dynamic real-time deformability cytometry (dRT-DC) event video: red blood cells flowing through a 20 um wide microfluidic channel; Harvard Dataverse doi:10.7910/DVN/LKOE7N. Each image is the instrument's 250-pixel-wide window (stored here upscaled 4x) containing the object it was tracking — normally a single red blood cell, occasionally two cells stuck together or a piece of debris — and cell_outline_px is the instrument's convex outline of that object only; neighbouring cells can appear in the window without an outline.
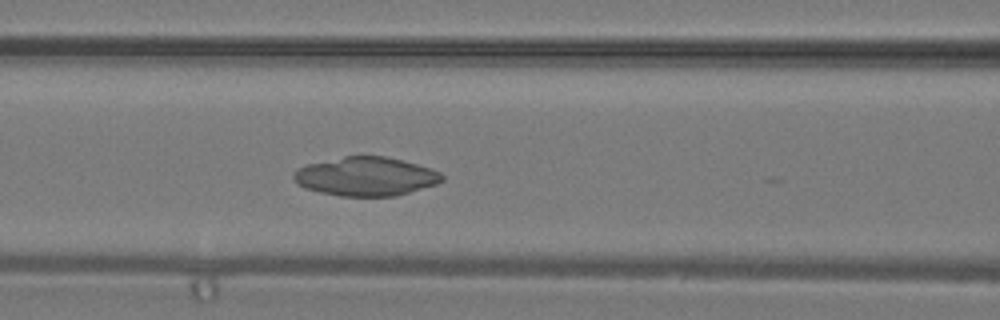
{"species": "common noctule bat (a hibernating species)", "species_latin": "Nyctalus noctula", "temperature_condition": "warm", "stored_images_in_passage": 14, "camera_frame_rate_fps": 3000, "um_per_image_px": 0.085, "animal": {"sex": "male", "body_mass_g": 19.2, "forearm_length_mm": 51.8}, "frame": {"image": 1, "passage_image": 11, "time_ms": 3.333, "image_size_px": [1000, 320], "cell_outline_px": [[444, 180], [436, 184], [396, 196], [340, 196], [320, 192], [304, 188], [292, 176], [300, 168], [308, 164], [344, 156], [384, 156], [416, 164], [440, 172], [444, 176]], "centroid_in_image_um": [31.12, 15.0], "position_along_channel_um": 135.5, "area_um2": 33.12}}
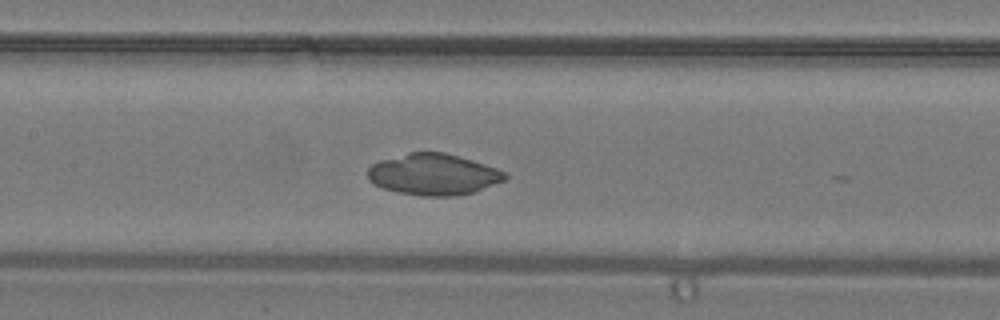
{"frame": {"image": 2, "passage_image": 13, "time_ms": 4.0, "image_size_px": [1000, 320], "cell_outline_px": [[508, 176], [504, 180], [472, 192], [456, 196], [424, 196], [396, 192], [384, 188], [368, 180], [368, 168], [372, 164], [380, 160], [408, 152], [444, 152], [472, 160], [496, 168], [504, 172]], "centroid_in_image_um": [36.81, 14.82], "position_along_channel_um": 170.6, "area_um2": 32.77}}